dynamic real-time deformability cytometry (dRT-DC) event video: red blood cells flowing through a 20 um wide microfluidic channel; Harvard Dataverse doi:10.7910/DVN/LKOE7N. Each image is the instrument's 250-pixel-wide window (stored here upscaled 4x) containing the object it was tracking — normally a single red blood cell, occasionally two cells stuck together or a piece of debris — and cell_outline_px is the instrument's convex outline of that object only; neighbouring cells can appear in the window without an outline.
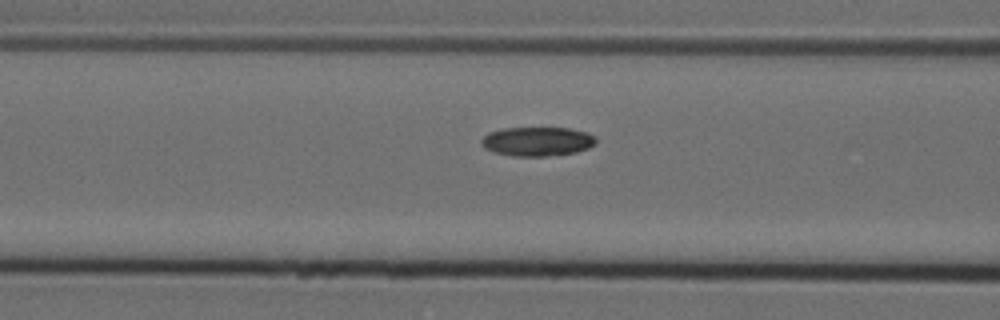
{"species": "Egyptian fruit bat (a non-hibernating species)", "species_latin": "Rousettus aegyptiacus", "temperature_condition": "cold", "stored_images_in_passage": 7, "camera_frame_rate_fps": 3000, "um_per_image_px": 0.085, "animal": {"sex": "female"}, "frame": {"image": 1, "passage_image": 5, "time_ms": 1.333, "image_size_px": [1000, 320], "cell_outline_px": [[596, 144], [588, 148], [576, 152], [544, 156], [512, 156], [492, 152], [484, 148], [480, 144], [480, 140], [488, 132], [504, 128], [568, 128], [588, 132], [596, 136]], "centroid_in_image_um": [45.65, 12.02], "position_along_channel_um": 120.9, "area_um2": 19.65}}